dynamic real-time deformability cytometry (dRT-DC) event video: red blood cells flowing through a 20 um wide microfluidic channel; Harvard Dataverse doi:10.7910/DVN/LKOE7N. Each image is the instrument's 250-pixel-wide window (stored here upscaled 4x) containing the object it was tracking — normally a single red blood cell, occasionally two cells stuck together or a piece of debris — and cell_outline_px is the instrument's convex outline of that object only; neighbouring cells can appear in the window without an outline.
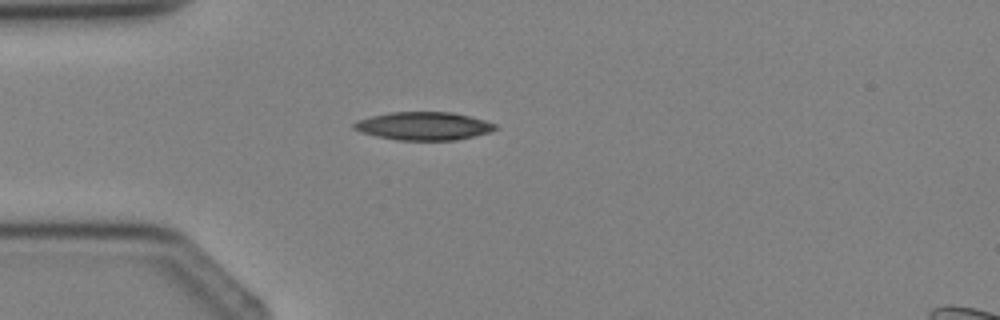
{"species": "Egyptian fruit bat (a non-hibernating species)", "species_latin": "Rousettus aegyptiacus", "temperature_condition": "cold", "stored_images_in_passage": 2, "camera_frame_rate_fps": 3000, "um_per_image_px": 0.085, "animal": {"sex": "female"}, "frame": {"image": 1, "passage_image": 2, "time_ms": 1.0, "image_size_px": [1000, 320], "cell_outline_px": [[496, 128], [492, 132], [456, 140], [396, 140], [376, 136], [360, 132], [352, 128], [352, 124], [356, 120], [372, 116], [392, 112], [452, 112], [484, 120], [496, 124]], "centroid_in_image_um": [35.98, 10.71], "position_along_channel_um": 49.0, "area_um2": 23.18}}